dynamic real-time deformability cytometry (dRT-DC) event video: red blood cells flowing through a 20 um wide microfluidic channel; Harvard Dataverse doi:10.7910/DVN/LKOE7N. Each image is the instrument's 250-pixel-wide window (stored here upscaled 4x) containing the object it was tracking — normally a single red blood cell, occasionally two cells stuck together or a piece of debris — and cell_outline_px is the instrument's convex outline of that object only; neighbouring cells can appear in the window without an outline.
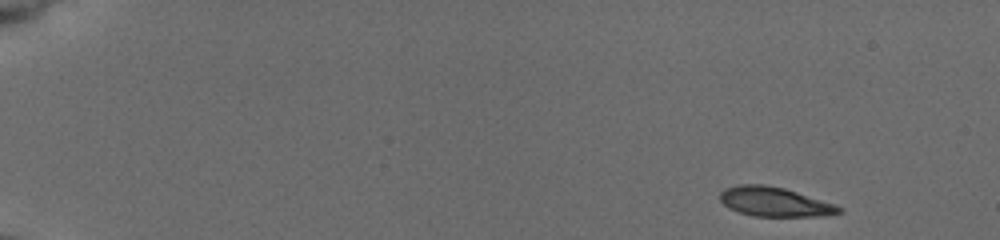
{"species": "common noctule bat (a hibernating species)", "species_latin": "Nyctalus noctula", "temperature_condition": "cold", "stored_images_in_passage": 16, "camera_frame_rate_fps": 3000, "um_per_image_px": 0.085, "animal": {"sex": "female", "body_mass_g": 19.5, "forearm_length_mm": 54.1}, "frame": {"image": 1, "passage_image": 1, "time_ms": 0.0, "image_size_px": [1000, 240], "cell_outline_px": [[844, 212], [824, 216], [752, 216], [728, 208], [720, 200], [720, 192], [724, 188], [740, 184], [764, 184], [784, 188], [836, 204], [844, 208]], "centroid_in_image_um": [65.87, 17.15], "position_along_channel_um": 19.1, "area_um2": 20.52}}
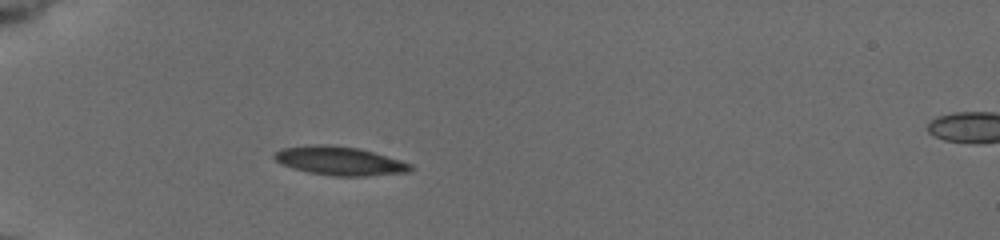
{"frame": {"image": 2, "passage_image": 15, "time_ms": 4.333, "image_size_px": [1000, 240], "cell_outline_px": [[412, 168], [408, 172], [364, 176], [332, 176], [308, 172], [292, 168], [280, 164], [272, 156], [280, 148], [316, 144], [324, 144], [360, 148], [400, 160], [412, 164]], "centroid_in_image_um": [28.83, 13.67], "position_along_channel_um": 56.2, "area_um2": 22.77}}